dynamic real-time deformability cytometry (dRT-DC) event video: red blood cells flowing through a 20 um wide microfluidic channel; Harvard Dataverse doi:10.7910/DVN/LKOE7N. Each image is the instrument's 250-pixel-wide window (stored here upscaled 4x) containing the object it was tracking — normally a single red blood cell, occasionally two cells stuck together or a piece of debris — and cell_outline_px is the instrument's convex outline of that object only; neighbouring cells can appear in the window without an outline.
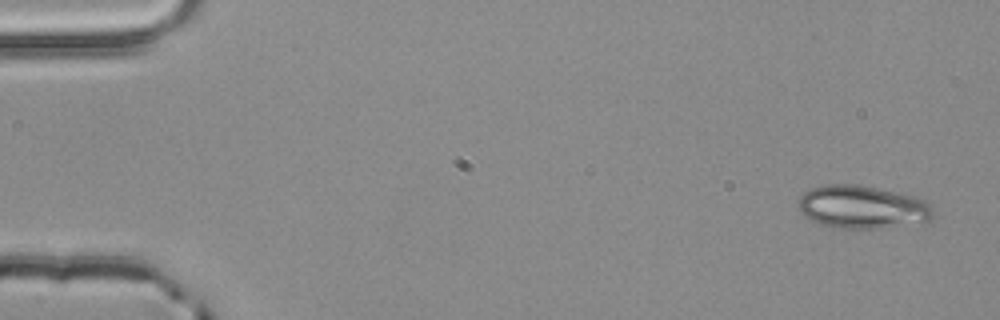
{"species": "common noctule bat (a hibernating species)", "species_latin": "Nyctalus noctula", "temperature_condition": "room temperature", "stored_images_in_passage": 3, "camera_frame_rate_fps": 3000, "um_per_image_px": 0.085, "animal": {"sex": "male", "body_mass_g": 20.4}, "frame": {"image": 1, "passage_image": 3, "time_ms": 0.667, "image_size_px": [1000, 320], "cell_outline_px": [[936, 216], [928, 220], [884, 228], [840, 228], [824, 224], [812, 220], [804, 216], [800, 212], [796, 204], [796, 200], [804, 192], [812, 188], [828, 184], [856, 184], [900, 192], [916, 196], [924, 200], [932, 208]], "centroid_in_image_um": [73.28, 17.58], "position_along_channel_um": 11.7, "area_um2": 33.87}}